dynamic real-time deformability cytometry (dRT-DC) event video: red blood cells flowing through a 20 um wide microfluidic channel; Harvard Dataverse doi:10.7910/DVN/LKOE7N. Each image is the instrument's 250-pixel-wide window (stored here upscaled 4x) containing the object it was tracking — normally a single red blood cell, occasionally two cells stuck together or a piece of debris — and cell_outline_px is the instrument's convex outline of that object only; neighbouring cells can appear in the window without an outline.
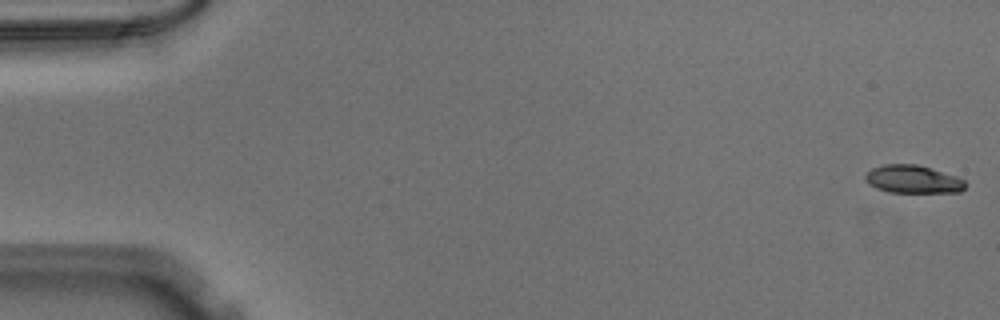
{"species": "Egyptian fruit bat (a non-hibernating species)", "species_latin": "Rousettus aegyptiacus", "temperature_condition": "warm", "stored_images_in_passage": 52, "camera_frame_rate_fps": 3000, "um_per_image_px": 0.085, "animal": {"sex": "male"}, "frame": {"image": 1, "passage_image": 1, "time_ms": 0.0, "image_size_px": [1000, 320], "cell_outline_px": [[968, 184], [960, 192], [888, 192], [876, 188], [868, 184], [864, 176], [872, 168], [884, 164], [916, 164], [956, 176], [964, 180]], "centroid_in_image_um": [77.59, 15.24], "position_along_channel_um": 7.4, "area_um2": 16.24}}
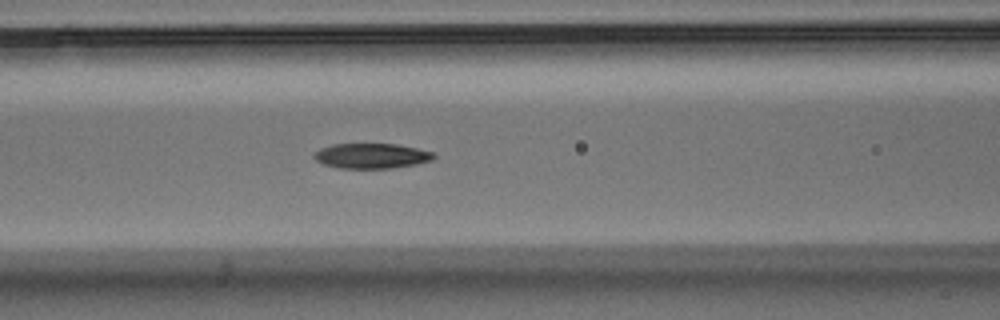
{"frame": {"image": 2, "passage_image": 22, "time_ms": 7.0, "image_size_px": [1000, 320], "cell_outline_px": [[436, 156], [432, 160], [416, 164], [392, 168], [340, 168], [324, 164], [316, 160], [312, 156], [320, 148], [332, 144], [396, 144], [436, 152]], "centroid_in_image_um": [31.6, 13.24], "position_along_channel_um": 135.0, "area_um2": 17.51}}
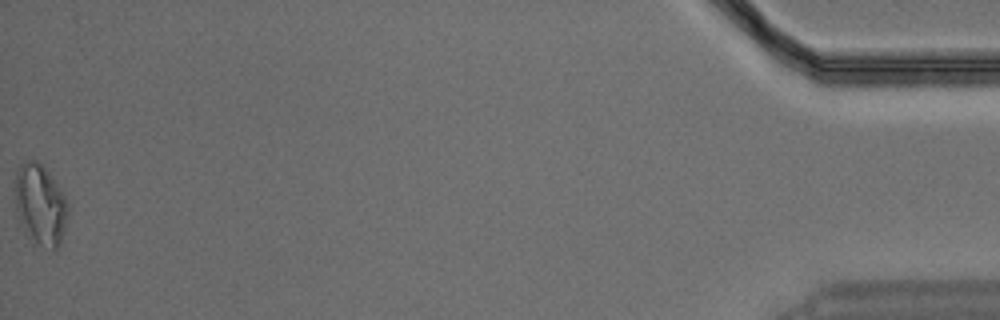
{"frame": {"image": 3, "passage_image": 52, "time_ms": 17.0, "image_size_px": [1000, 320], "cell_outline_px": [[68, 216], [64, 232], [60, 244], [56, 248], [52, 248], [40, 244], [24, 232], [20, 224], [16, 212], [16, 168], [24, 160], [36, 160], [44, 168], [56, 184], [64, 196], [68, 204]], "centroid_in_image_um": [3.42, 17.39], "position_along_channel_um": 431.8, "area_um2": 24.51}}